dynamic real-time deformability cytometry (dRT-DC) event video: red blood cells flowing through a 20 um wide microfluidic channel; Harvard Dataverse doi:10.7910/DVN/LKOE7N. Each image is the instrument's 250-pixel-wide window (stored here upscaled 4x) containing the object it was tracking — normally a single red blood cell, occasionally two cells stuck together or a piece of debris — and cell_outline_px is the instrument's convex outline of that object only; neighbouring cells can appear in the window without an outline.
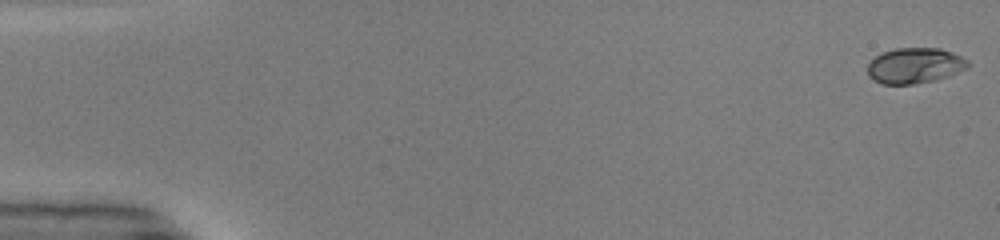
{"species": "common noctule bat (a hibernating species)", "species_latin": "Nyctalus noctula", "temperature_condition": "warm", "stored_images_in_passage": 50, "camera_frame_rate_fps": 3000, "um_per_image_px": 0.085, "animal": {"sex": "male", "body_mass_g": 19.0, "forearm_length_mm": 50.8}, "frame": {"image": 1, "passage_image": 1, "time_ms": 0.0, "image_size_px": [1000, 240], "cell_outline_px": [[968, 68], [948, 76], [936, 80], [912, 84], [880, 84], [872, 80], [868, 76], [868, 64], [876, 56], [884, 52], [896, 48], [940, 48], [952, 52], [968, 60]], "centroid_in_image_um": [77.75, 5.58], "position_along_channel_um": 7.3, "area_um2": 20.81}}
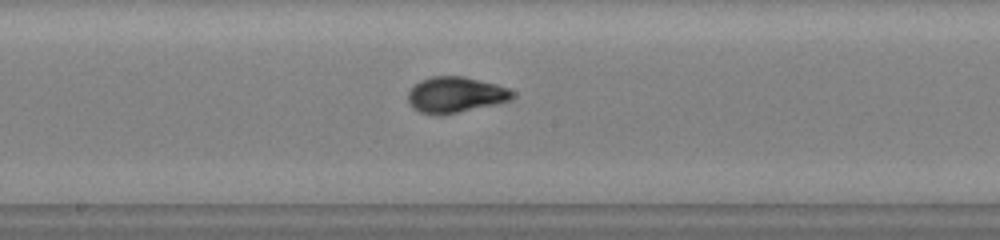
{"frame": {"image": 2, "passage_image": 27, "time_ms": 8.667, "image_size_px": [1000, 240], "cell_outline_px": [[516, 96], [512, 100], [496, 104], [436, 116], [420, 112], [412, 108], [408, 100], [408, 92], [420, 80], [432, 76], [464, 76], [496, 84], [508, 88], [516, 92]], "centroid_in_image_um": [38.74, 8.05], "position_along_channel_um": 209.5, "area_um2": 21.91}}
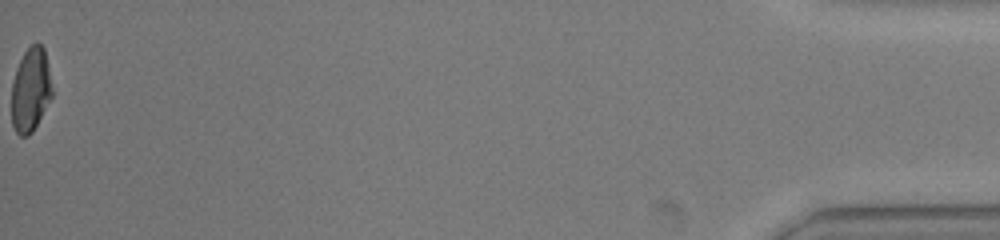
{"frame": {"image": 3, "passage_image": 50, "time_ms": 16.333, "image_size_px": [1000, 240], "cell_outline_px": [[52, 96], [32, 132], [28, 136], [20, 136], [16, 132], [12, 124], [12, 80], [16, 68], [24, 52], [32, 44], [40, 44], [44, 48], [52, 88]], "centroid_in_image_um": [2.59, 7.65], "position_along_channel_um": 432.6, "area_um2": 19.59}, "authors_computed_cell_mechanics": {"area_um2": 20.7791, "velocity_mm_per_s": 4.1547, "shape_relaxation_time_tau1_ms": 4.0058, "shape_relaxation_time_tau2_ms": null, "deformation_change_tau1": 0.2217, "deformation_change_tau2": null}}